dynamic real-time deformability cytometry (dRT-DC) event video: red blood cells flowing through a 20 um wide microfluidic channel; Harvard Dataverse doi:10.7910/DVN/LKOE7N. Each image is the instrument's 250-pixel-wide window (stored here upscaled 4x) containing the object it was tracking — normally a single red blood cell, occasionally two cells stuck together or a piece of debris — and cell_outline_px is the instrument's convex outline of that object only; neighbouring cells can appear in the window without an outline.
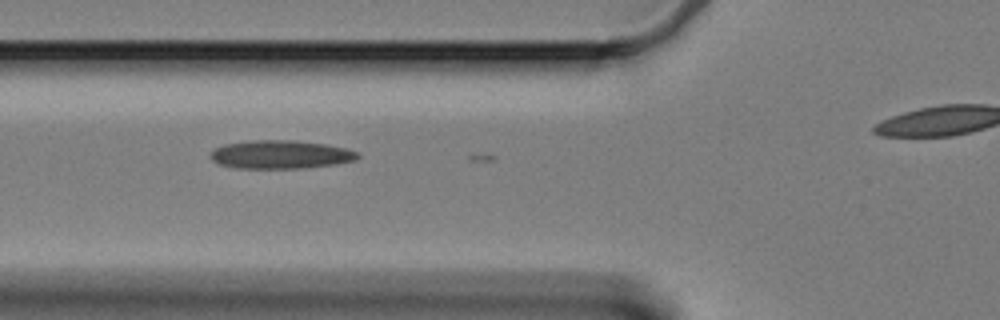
{"species": "Egyptian fruit bat (a non-hibernating species)", "species_latin": "Rousettus aegyptiacus", "temperature_condition": "cold", "stored_images_in_passage": 5, "camera_frame_rate_fps": 3000, "um_per_image_px": 0.085, "animal": {"sex": "female"}, "frame": {"image": 1, "passage_image": 4, "time_ms": 1.0, "image_size_px": [1000, 320], "cell_outline_px": [[360, 156], [356, 160], [336, 164], [304, 168], [236, 168], [216, 164], [208, 156], [216, 148], [224, 144], [252, 140], [296, 140], [328, 144], [344, 148], [356, 152]], "centroid_in_image_um": [23.83, 13.13], "position_along_channel_um": 102.0, "area_um2": 24.51}}